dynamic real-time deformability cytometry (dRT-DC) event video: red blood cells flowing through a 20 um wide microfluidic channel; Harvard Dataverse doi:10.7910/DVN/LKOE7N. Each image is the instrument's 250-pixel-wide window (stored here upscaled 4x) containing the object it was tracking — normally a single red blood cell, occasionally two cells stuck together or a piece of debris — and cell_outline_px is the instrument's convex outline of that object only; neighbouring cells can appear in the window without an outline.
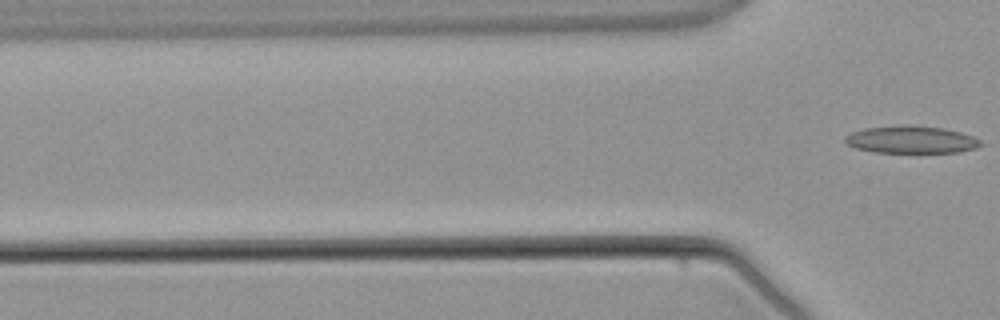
{"species": "common noctule bat (a hibernating species)", "species_latin": "Nyctalus noctula", "temperature_condition": "warm", "stored_images_in_passage": 2, "camera_frame_rate_fps": 3000, "um_per_image_px": 0.085, "animal": {"sex": "male", "body_mass_g": 21.5, "forearm_length_mm": 52.0}, "frame": {"image": 1, "passage_image": 2, "time_ms": 1.333, "image_size_px": [1000, 320], "cell_outline_px": [[984, 144], [976, 148], [960, 152], [876, 152], [856, 148], [844, 144], [844, 136], [852, 132], [864, 128], [944, 128], [960, 132], [972, 136], [980, 140]], "centroid_in_image_um": [77.46, 11.92], "position_along_channel_um": 48.3, "area_um2": 20.63}}